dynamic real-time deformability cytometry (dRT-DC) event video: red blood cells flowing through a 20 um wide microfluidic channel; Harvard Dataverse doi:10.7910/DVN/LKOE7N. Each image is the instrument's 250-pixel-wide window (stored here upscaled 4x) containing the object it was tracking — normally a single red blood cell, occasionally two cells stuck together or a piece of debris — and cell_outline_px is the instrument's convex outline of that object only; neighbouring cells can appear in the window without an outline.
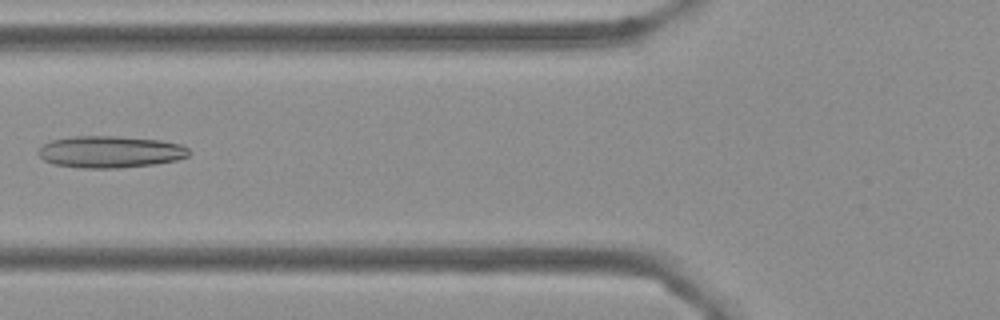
{"species": "Egyptian fruit bat (a non-hibernating species)", "species_latin": "Rousettus aegyptiacus", "temperature_condition": "cold", "stored_images_in_passage": 7, "camera_frame_rate_fps": 3000, "um_per_image_px": 0.085, "frame": {"image": 1, "passage_image": 6, "time_ms": 1.667, "image_size_px": [1000, 320], "cell_outline_px": [[192, 152], [188, 156], [176, 160], [152, 164], [120, 168], [84, 168], [52, 164], [44, 160], [36, 152], [44, 144], [52, 140], [72, 136], [120, 136], [160, 140], [180, 144], [188, 148]], "centroid_in_image_um": [9.37, 12.9], "position_along_channel_um": 116.4, "area_um2": 28.03}}
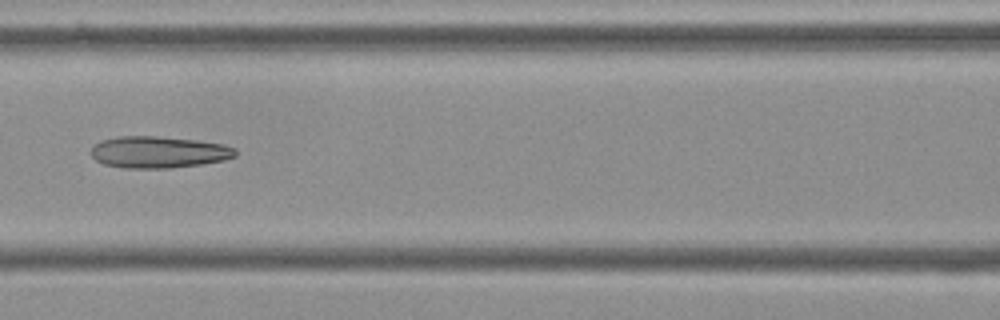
{"frame": {"image": 2, "passage_image": 7, "time_ms": 2.0, "image_size_px": [1000, 320], "cell_outline_px": [[236, 156], [224, 160], [200, 164], [168, 168], [124, 168], [104, 164], [96, 160], [92, 156], [92, 148], [100, 140], [116, 136], [156, 136], [196, 140], [224, 144], [236, 148]], "centroid_in_image_um": [13.48, 12.92], "position_along_channel_um": 153.1, "area_um2": 26.65}}